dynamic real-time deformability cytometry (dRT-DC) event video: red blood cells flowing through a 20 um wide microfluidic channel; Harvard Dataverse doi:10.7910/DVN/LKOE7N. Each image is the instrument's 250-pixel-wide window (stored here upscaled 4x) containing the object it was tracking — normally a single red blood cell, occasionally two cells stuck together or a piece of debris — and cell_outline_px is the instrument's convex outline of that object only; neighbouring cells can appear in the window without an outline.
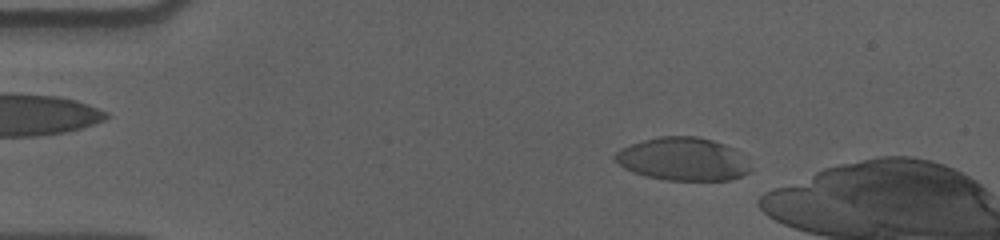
{"species": "human", "species_latin": "Homo sapiens", "temperature_condition": "cold", "stored_images_in_passage": 47, "camera_frame_rate_fps": 3000, "um_per_image_px": 0.085, "donor": {"sex": "male"}, "frame": {"image": 1, "passage_image": 9, "time_ms": 2.667, "image_size_px": [1000, 240], "cell_outline_px": [[752, 168], [748, 172], [740, 176], [728, 180], [664, 180], [644, 176], [632, 172], [624, 168], [612, 160], [612, 156], [620, 148], [644, 140], [660, 136], [696, 136], [712, 140], [724, 144], [740, 152]], "centroid_in_image_um": [58.0, 13.53], "position_along_channel_um": 27.0, "area_um2": 34.16}}
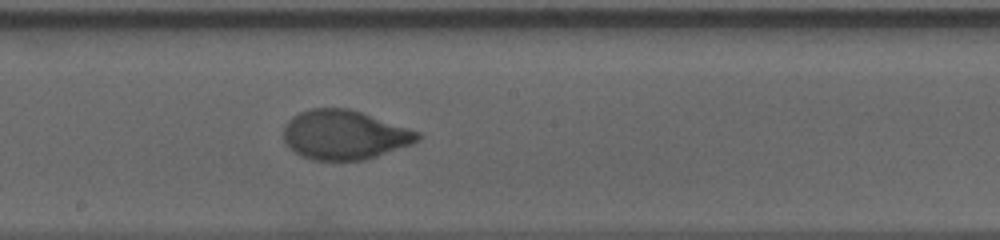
{"frame": {"image": 2, "passage_image": 31, "time_ms": 10.0, "image_size_px": [1000, 240], "cell_outline_px": [[424, 136], [420, 140], [412, 144], [364, 160], [312, 160], [288, 148], [284, 140], [284, 124], [292, 116], [300, 112], [312, 108], [348, 108], [420, 132]], "centroid_in_image_um": [29.27, 11.46], "position_along_channel_um": 218.9, "area_um2": 38.44}}
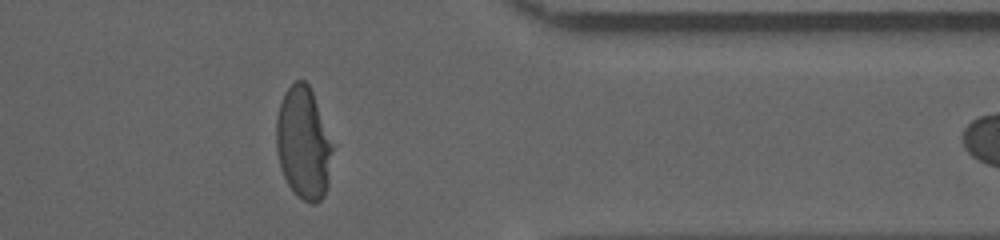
{"frame": {"image": 3, "passage_image": 46, "time_ms": 15.0, "image_size_px": [1000, 240], "cell_outline_px": [[336, 144], [328, 184], [324, 196], [316, 204], [312, 204], [296, 196], [288, 184], [284, 176], [280, 164], [276, 148], [276, 116], [284, 92], [296, 80], [304, 80], [308, 84], [312, 92]], "centroid_in_image_um": [25.84, 12.18], "position_along_channel_um": 385.6, "area_um2": 37.69}}